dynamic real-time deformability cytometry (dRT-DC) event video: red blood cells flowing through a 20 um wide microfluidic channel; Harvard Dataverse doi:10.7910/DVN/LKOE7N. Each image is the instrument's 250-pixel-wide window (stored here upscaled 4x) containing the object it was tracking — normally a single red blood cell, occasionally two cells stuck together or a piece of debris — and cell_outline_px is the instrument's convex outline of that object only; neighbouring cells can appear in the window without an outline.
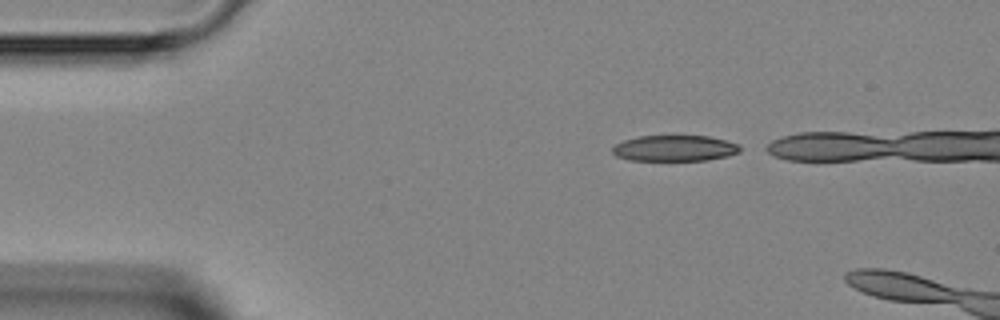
{"species": "Egyptian fruit bat (a non-hibernating species)", "species_latin": "Rousettus aegyptiacus", "temperature_condition": "room temperature", "stored_images_in_passage": 3, "camera_frame_rate_fps": 3000, "um_per_image_px": 0.085, "animal": {"sex": "female"}, "frame": {"image": 1, "passage_image": 1, "time_ms": 0.0, "image_size_px": [1000, 320], "cell_outline_px": [[740, 152], [728, 156], [708, 160], [628, 160], [616, 156], [612, 152], [612, 148], [616, 144], [624, 140], [640, 136], [708, 136], [728, 140], [740, 144]], "centroid_in_image_um": [57.38, 12.6], "position_along_channel_um": 27.6, "area_um2": 19.36}}